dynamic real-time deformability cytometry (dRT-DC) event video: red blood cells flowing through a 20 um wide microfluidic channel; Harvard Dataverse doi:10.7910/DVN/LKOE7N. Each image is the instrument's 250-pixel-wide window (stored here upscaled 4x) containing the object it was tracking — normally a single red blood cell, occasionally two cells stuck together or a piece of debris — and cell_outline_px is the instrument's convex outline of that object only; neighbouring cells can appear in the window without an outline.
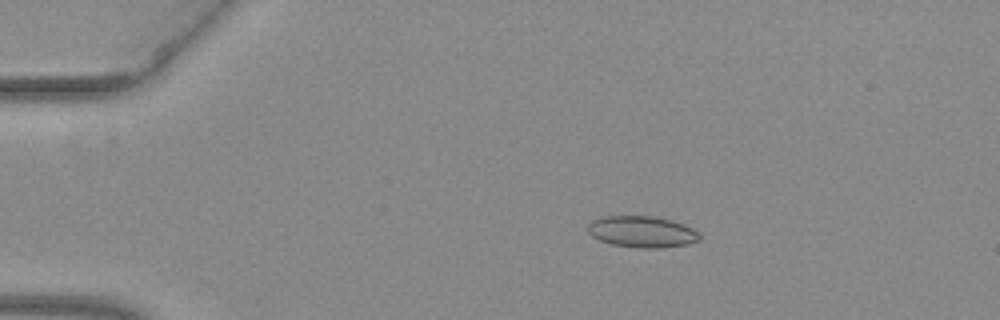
{"species": "common noctule bat (a hibernating species)", "species_latin": "Nyctalus noctula", "temperature_condition": "warm", "stored_images_in_passage": 43, "camera_frame_rate_fps": 3000, "um_per_image_px": 0.085, "animal": {"sex": "female", "body_mass_g": 29.2, "forearm_length_mm": 56.3}, "frame": {"image": 1, "passage_image": 1, "time_ms": 0.0, "image_size_px": [1000, 320], "cell_outline_px": [[700, 240], [688, 244], [664, 248], [640, 248], [612, 244], [600, 240], [592, 236], [588, 232], [588, 224], [592, 220], [604, 216], [652, 216], [672, 220], [684, 224], [700, 232]], "centroid_in_image_um": [54.6, 19.7], "position_along_channel_um": 30.4, "area_um2": 20.58}}
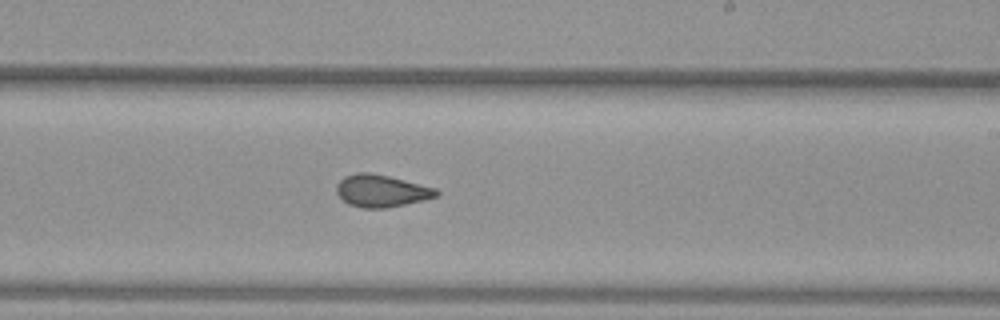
{"frame": {"image": 2, "passage_image": 23, "time_ms": 7.333, "image_size_px": [1000, 320], "cell_outline_px": [[440, 192], [436, 196], [424, 200], [384, 208], [360, 208], [348, 204], [336, 192], [336, 184], [344, 176], [356, 172], [368, 172], [388, 176], [436, 188]], "centroid_in_image_um": [32.39, 16.22], "position_along_channel_um": 256.6, "area_um2": 18.67}}
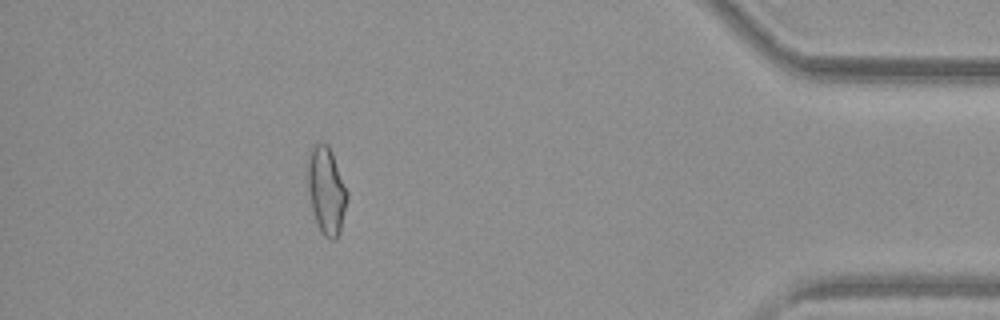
{"frame": {"image": 3, "passage_image": 38, "time_ms": 12.333, "image_size_px": [1000, 320], "cell_outline_px": [[348, 196], [340, 232], [336, 240], [332, 240], [324, 236], [316, 220], [312, 208], [308, 188], [308, 152], [316, 144], [328, 144], [332, 152], [348, 192]], "centroid_in_image_um": [27.76, 16.2], "position_along_channel_um": 407.4, "area_um2": 19.77}, "authors_computed_cell_mechanics": {"area_um2": 19.1896, "velocity_mm_per_s": 3.9855, "shape_relaxation_time_tau1_ms": null, "shape_relaxation_time_tau2_ms": 1.4508, "deformation_change_tau1": null, "deformation_change_tau2": 0.0669}}